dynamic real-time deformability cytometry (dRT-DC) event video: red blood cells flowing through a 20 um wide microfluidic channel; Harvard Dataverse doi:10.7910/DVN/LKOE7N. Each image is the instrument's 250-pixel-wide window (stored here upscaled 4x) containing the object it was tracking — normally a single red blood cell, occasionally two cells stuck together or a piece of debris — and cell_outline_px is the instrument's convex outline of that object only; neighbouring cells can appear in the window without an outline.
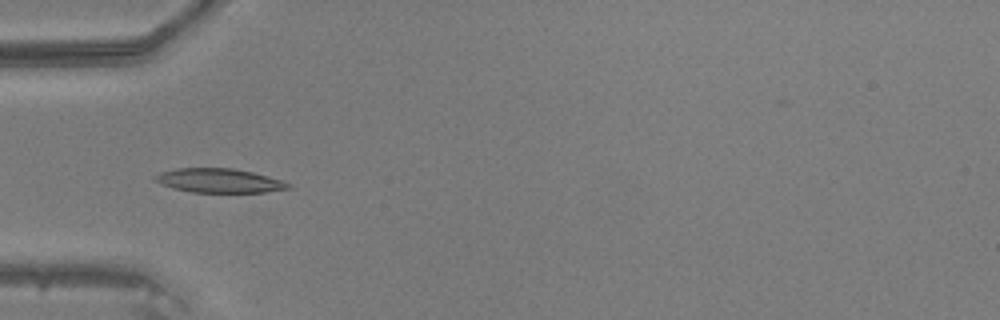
{"species": "common noctule bat (a hibernating species)", "species_latin": "Nyctalus noctula", "temperature_condition": "warm", "stored_images_in_passage": 34, "camera_frame_rate_fps": 3000, "um_per_image_px": 0.085, "animal": {"sex": "male", "body_mass_g": 20.5, "forearm_length_mm": 52.5}, "frame": {"image": 1, "passage_image": 3, "time_ms": 0.667, "image_size_px": [1000, 320], "cell_outline_px": [[292, 188], [264, 192], [192, 192], [172, 188], [152, 180], [152, 176], [160, 172], [176, 168], [232, 168], [252, 172], [284, 180], [292, 184]], "centroid_in_image_um": [18.62, 15.35], "position_along_channel_um": 66.4, "area_um2": 18.9}}
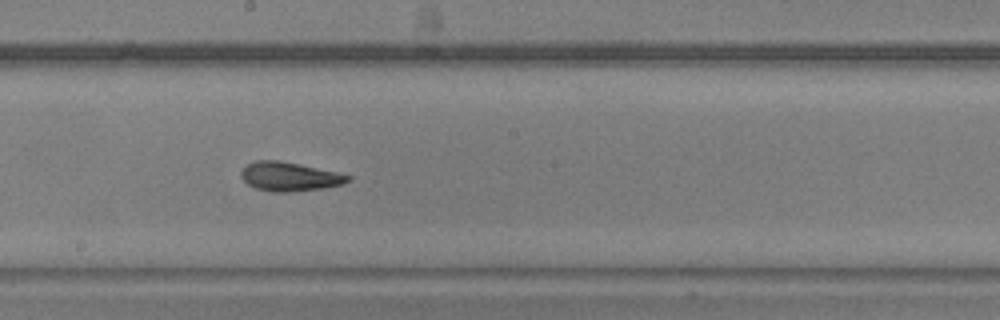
{"frame": {"image": 2, "passage_image": 14, "time_ms": 4.333, "image_size_px": [1000, 320], "cell_outline_px": [[352, 180], [340, 184], [324, 188], [288, 192], [272, 192], [256, 188], [248, 184], [240, 176], [240, 172], [244, 164], [256, 160], [276, 160], [300, 164], [336, 172], [352, 176]], "centroid_in_image_um": [24.57, 15.0], "position_along_channel_um": 223.6, "area_um2": 18.09}}
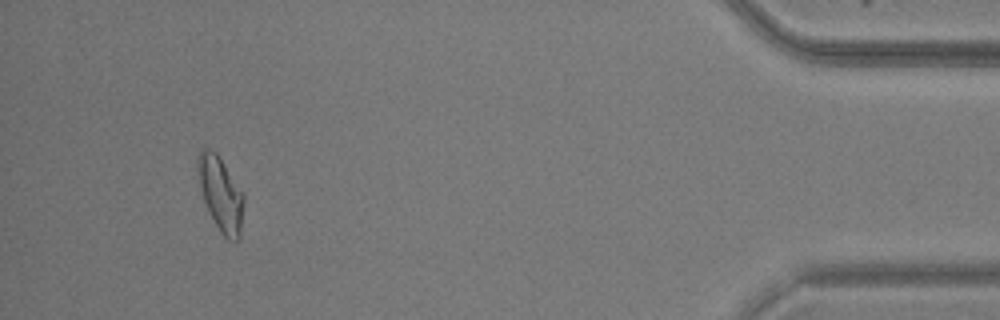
{"frame": {"image": 3, "passage_image": 32, "time_ms": 10.333, "image_size_px": [1000, 320], "cell_outline_px": [[244, 200], [240, 240], [228, 240], [220, 232], [204, 200], [200, 184], [196, 164], [196, 160], [200, 152], [204, 148], [208, 148], [216, 152], [220, 156], [244, 192]], "centroid_in_image_um": [18.79, 16.45], "position_along_channel_um": 416.4, "area_um2": 19.94}}